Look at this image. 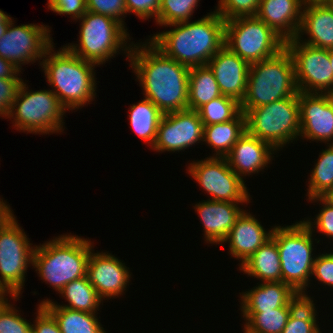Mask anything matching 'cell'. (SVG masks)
Here are the masks:
<instances>
[{
    "label": "cell",
    "mask_w": 333,
    "mask_h": 333,
    "mask_svg": "<svg viewBox=\"0 0 333 333\" xmlns=\"http://www.w3.org/2000/svg\"><path fill=\"white\" fill-rule=\"evenodd\" d=\"M146 40L138 44L132 42L127 57L144 97L164 114L188 109L190 68L165 56Z\"/></svg>",
    "instance_id": "6da1fadb"
},
{
    "label": "cell",
    "mask_w": 333,
    "mask_h": 333,
    "mask_svg": "<svg viewBox=\"0 0 333 333\" xmlns=\"http://www.w3.org/2000/svg\"><path fill=\"white\" fill-rule=\"evenodd\" d=\"M190 21L166 25L172 29L154 34L148 41L188 68L207 65L224 46L225 20L214 10Z\"/></svg>",
    "instance_id": "7a4b0ae2"
},
{
    "label": "cell",
    "mask_w": 333,
    "mask_h": 333,
    "mask_svg": "<svg viewBox=\"0 0 333 333\" xmlns=\"http://www.w3.org/2000/svg\"><path fill=\"white\" fill-rule=\"evenodd\" d=\"M54 43L40 63L47 82L62 106L69 111L81 109L96 97V64L83 60L65 46L54 52Z\"/></svg>",
    "instance_id": "3957f363"
},
{
    "label": "cell",
    "mask_w": 333,
    "mask_h": 333,
    "mask_svg": "<svg viewBox=\"0 0 333 333\" xmlns=\"http://www.w3.org/2000/svg\"><path fill=\"white\" fill-rule=\"evenodd\" d=\"M94 247L90 239L64 234L35 245L32 266L38 277L58 293L66 284L86 276L87 262Z\"/></svg>",
    "instance_id": "277c9868"
},
{
    "label": "cell",
    "mask_w": 333,
    "mask_h": 333,
    "mask_svg": "<svg viewBox=\"0 0 333 333\" xmlns=\"http://www.w3.org/2000/svg\"><path fill=\"white\" fill-rule=\"evenodd\" d=\"M295 94H299V90L294 62L285 47L273 57L250 64L241 110H251Z\"/></svg>",
    "instance_id": "5b68a950"
},
{
    "label": "cell",
    "mask_w": 333,
    "mask_h": 333,
    "mask_svg": "<svg viewBox=\"0 0 333 333\" xmlns=\"http://www.w3.org/2000/svg\"><path fill=\"white\" fill-rule=\"evenodd\" d=\"M272 227L271 237L276 241L280 255L282 282L291 286L305 300L313 301L307 293L317 256H313L312 253L313 232L303 221L285 227L280 225Z\"/></svg>",
    "instance_id": "8992f818"
},
{
    "label": "cell",
    "mask_w": 333,
    "mask_h": 333,
    "mask_svg": "<svg viewBox=\"0 0 333 333\" xmlns=\"http://www.w3.org/2000/svg\"><path fill=\"white\" fill-rule=\"evenodd\" d=\"M78 20L81 22L79 44L65 45L73 54L97 66L120 54V50L129 56L132 42L130 45L127 42L131 40L130 34L117 21L91 11Z\"/></svg>",
    "instance_id": "52a82bcc"
},
{
    "label": "cell",
    "mask_w": 333,
    "mask_h": 333,
    "mask_svg": "<svg viewBox=\"0 0 333 333\" xmlns=\"http://www.w3.org/2000/svg\"><path fill=\"white\" fill-rule=\"evenodd\" d=\"M298 99L299 94H295L251 110H241L246 116V131L269 143L276 151L299 140Z\"/></svg>",
    "instance_id": "ba28073f"
},
{
    "label": "cell",
    "mask_w": 333,
    "mask_h": 333,
    "mask_svg": "<svg viewBox=\"0 0 333 333\" xmlns=\"http://www.w3.org/2000/svg\"><path fill=\"white\" fill-rule=\"evenodd\" d=\"M26 86L23 81L6 118L23 133H63V117L67 111L55 93L50 89L33 91Z\"/></svg>",
    "instance_id": "9c48e42d"
},
{
    "label": "cell",
    "mask_w": 333,
    "mask_h": 333,
    "mask_svg": "<svg viewBox=\"0 0 333 333\" xmlns=\"http://www.w3.org/2000/svg\"><path fill=\"white\" fill-rule=\"evenodd\" d=\"M224 46L251 64L278 54L285 40L256 16H239L225 21Z\"/></svg>",
    "instance_id": "30bf717a"
},
{
    "label": "cell",
    "mask_w": 333,
    "mask_h": 333,
    "mask_svg": "<svg viewBox=\"0 0 333 333\" xmlns=\"http://www.w3.org/2000/svg\"><path fill=\"white\" fill-rule=\"evenodd\" d=\"M23 230L15 216L0 227V287L19 297L35 249Z\"/></svg>",
    "instance_id": "8fae6325"
},
{
    "label": "cell",
    "mask_w": 333,
    "mask_h": 333,
    "mask_svg": "<svg viewBox=\"0 0 333 333\" xmlns=\"http://www.w3.org/2000/svg\"><path fill=\"white\" fill-rule=\"evenodd\" d=\"M292 56L299 92L330 94L333 91V72L328 49L316 48L293 38L285 41Z\"/></svg>",
    "instance_id": "7c38bea8"
},
{
    "label": "cell",
    "mask_w": 333,
    "mask_h": 333,
    "mask_svg": "<svg viewBox=\"0 0 333 333\" xmlns=\"http://www.w3.org/2000/svg\"><path fill=\"white\" fill-rule=\"evenodd\" d=\"M187 170L189 176L210 195L209 200L251 201L244 180L232 171L226 158L206 157L191 162Z\"/></svg>",
    "instance_id": "4fadbf2b"
},
{
    "label": "cell",
    "mask_w": 333,
    "mask_h": 333,
    "mask_svg": "<svg viewBox=\"0 0 333 333\" xmlns=\"http://www.w3.org/2000/svg\"><path fill=\"white\" fill-rule=\"evenodd\" d=\"M13 20L0 38V57L21 71V65L33 64L37 60L41 63L46 50L53 44V38L47 25L31 23L15 26Z\"/></svg>",
    "instance_id": "5bb4252c"
},
{
    "label": "cell",
    "mask_w": 333,
    "mask_h": 333,
    "mask_svg": "<svg viewBox=\"0 0 333 333\" xmlns=\"http://www.w3.org/2000/svg\"><path fill=\"white\" fill-rule=\"evenodd\" d=\"M204 125L196 110L185 109L163 115L152 150L157 152L185 151L203 142Z\"/></svg>",
    "instance_id": "9a60e30c"
},
{
    "label": "cell",
    "mask_w": 333,
    "mask_h": 333,
    "mask_svg": "<svg viewBox=\"0 0 333 333\" xmlns=\"http://www.w3.org/2000/svg\"><path fill=\"white\" fill-rule=\"evenodd\" d=\"M298 102L299 138L333 144V101L330 94L299 92Z\"/></svg>",
    "instance_id": "2e32d148"
},
{
    "label": "cell",
    "mask_w": 333,
    "mask_h": 333,
    "mask_svg": "<svg viewBox=\"0 0 333 333\" xmlns=\"http://www.w3.org/2000/svg\"><path fill=\"white\" fill-rule=\"evenodd\" d=\"M91 249L86 275L102 300L119 297L125 293L131 272L125 263L108 252H93Z\"/></svg>",
    "instance_id": "e0dca14e"
},
{
    "label": "cell",
    "mask_w": 333,
    "mask_h": 333,
    "mask_svg": "<svg viewBox=\"0 0 333 333\" xmlns=\"http://www.w3.org/2000/svg\"><path fill=\"white\" fill-rule=\"evenodd\" d=\"M222 95L241 103L246 95L250 64L223 46L208 62Z\"/></svg>",
    "instance_id": "ac0fdd59"
},
{
    "label": "cell",
    "mask_w": 333,
    "mask_h": 333,
    "mask_svg": "<svg viewBox=\"0 0 333 333\" xmlns=\"http://www.w3.org/2000/svg\"><path fill=\"white\" fill-rule=\"evenodd\" d=\"M241 203L249 202H228L203 200L196 203L194 207L200 221H202L204 238L207 243L221 244L231 228L235 225L236 219L244 211L239 206Z\"/></svg>",
    "instance_id": "d6986e66"
},
{
    "label": "cell",
    "mask_w": 333,
    "mask_h": 333,
    "mask_svg": "<svg viewBox=\"0 0 333 333\" xmlns=\"http://www.w3.org/2000/svg\"><path fill=\"white\" fill-rule=\"evenodd\" d=\"M275 152L277 151L269 143L246 131L225 158L232 171L244 180L243 176L259 173L268 167Z\"/></svg>",
    "instance_id": "ffe728a7"
},
{
    "label": "cell",
    "mask_w": 333,
    "mask_h": 333,
    "mask_svg": "<svg viewBox=\"0 0 333 333\" xmlns=\"http://www.w3.org/2000/svg\"><path fill=\"white\" fill-rule=\"evenodd\" d=\"M273 228L265 230L261 222L245 209L236 219L222 244L229 243L230 255L240 259L239 267L272 236Z\"/></svg>",
    "instance_id": "44dd1931"
},
{
    "label": "cell",
    "mask_w": 333,
    "mask_h": 333,
    "mask_svg": "<svg viewBox=\"0 0 333 333\" xmlns=\"http://www.w3.org/2000/svg\"><path fill=\"white\" fill-rule=\"evenodd\" d=\"M304 34L309 37L303 41ZM296 38L316 48H333V6L330 3L306 0Z\"/></svg>",
    "instance_id": "7402d4cb"
},
{
    "label": "cell",
    "mask_w": 333,
    "mask_h": 333,
    "mask_svg": "<svg viewBox=\"0 0 333 333\" xmlns=\"http://www.w3.org/2000/svg\"><path fill=\"white\" fill-rule=\"evenodd\" d=\"M306 0H260L256 17L285 41L297 37Z\"/></svg>",
    "instance_id": "603a6c76"
},
{
    "label": "cell",
    "mask_w": 333,
    "mask_h": 333,
    "mask_svg": "<svg viewBox=\"0 0 333 333\" xmlns=\"http://www.w3.org/2000/svg\"><path fill=\"white\" fill-rule=\"evenodd\" d=\"M240 294L241 311H268L286 305H299L303 296L282 281L257 283Z\"/></svg>",
    "instance_id": "cb8c5ba5"
},
{
    "label": "cell",
    "mask_w": 333,
    "mask_h": 333,
    "mask_svg": "<svg viewBox=\"0 0 333 333\" xmlns=\"http://www.w3.org/2000/svg\"><path fill=\"white\" fill-rule=\"evenodd\" d=\"M239 270L263 282L282 281L281 262L276 241L271 237L247 261Z\"/></svg>",
    "instance_id": "d4e9b609"
},
{
    "label": "cell",
    "mask_w": 333,
    "mask_h": 333,
    "mask_svg": "<svg viewBox=\"0 0 333 333\" xmlns=\"http://www.w3.org/2000/svg\"><path fill=\"white\" fill-rule=\"evenodd\" d=\"M246 132V116L241 111L233 120L204 126L203 142L215 151L213 156L225 158Z\"/></svg>",
    "instance_id": "484cf974"
},
{
    "label": "cell",
    "mask_w": 333,
    "mask_h": 333,
    "mask_svg": "<svg viewBox=\"0 0 333 333\" xmlns=\"http://www.w3.org/2000/svg\"><path fill=\"white\" fill-rule=\"evenodd\" d=\"M59 294L65 298L69 304L60 305L50 299H43L40 304L43 306L66 307L71 310L87 313H96L97 310H100V304H103V300L98 296L97 291L90 284L87 275L66 284Z\"/></svg>",
    "instance_id": "4316f807"
},
{
    "label": "cell",
    "mask_w": 333,
    "mask_h": 333,
    "mask_svg": "<svg viewBox=\"0 0 333 333\" xmlns=\"http://www.w3.org/2000/svg\"><path fill=\"white\" fill-rule=\"evenodd\" d=\"M221 95L214 73L208 65L190 68L188 109L197 111L201 106Z\"/></svg>",
    "instance_id": "83f0119b"
},
{
    "label": "cell",
    "mask_w": 333,
    "mask_h": 333,
    "mask_svg": "<svg viewBox=\"0 0 333 333\" xmlns=\"http://www.w3.org/2000/svg\"><path fill=\"white\" fill-rule=\"evenodd\" d=\"M129 107L128 119L131 129L152 148L164 113L147 98Z\"/></svg>",
    "instance_id": "f1b7e54d"
},
{
    "label": "cell",
    "mask_w": 333,
    "mask_h": 333,
    "mask_svg": "<svg viewBox=\"0 0 333 333\" xmlns=\"http://www.w3.org/2000/svg\"><path fill=\"white\" fill-rule=\"evenodd\" d=\"M298 305H286L268 311H241L244 333H281L291 312Z\"/></svg>",
    "instance_id": "f546056e"
},
{
    "label": "cell",
    "mask_w": 333,
    "mask_h": 333,
    "mask_svg": "<svg viewBox=\"0 0 333 333\" xmlns=\"http://www.w3.org/2000/svg\"><path fill=\"white\" fill-rule=\"evenodd\" d=\"M56 319L61 333H106L98 313H87L60 306H44Z\"/></svg>",
    "instance_id": "4dcf8cb0"
},
{
    "label": "cell",
    "mask_w": 333,
    "mask_h": 333,
    "mask_svg": "<svg viewBox=\"0 0 333 333\" xmlns=\"http://www.w3.org/2000/svg\"><path fill=\"white\" fill-rule=\"evenodd\" d=\"M319 154L308 181V199L321 197L333 187V144Z\"/></svg>",
    "instance_id": "1f68e13d"
},
{
    "label": "cell",
    "mask_w": 333,
    "mask_h": 333,
    "mask_svg": "<svg viewBox=\"0 0 333 333\" xmlns=\"http://www.w3.org/2000/svg\"><path fill=\"white\" fill-rule=\"evenodd\" d=\"M204 126L233 120L241 112V103L221 95L197 110Z\"/></svg>",
    "instance_id": "d6a6232c"
},
{
    "label": "cell",
    "mask_w": 333,
    "mask_h": 333,
    "mask_svg": "<svg viewBox=\"0 0 333 333\" xmlns=\"http://www.w3.org/2000/svg\"><path fill=\"white\" fill-rule=\"evenodd\" d=\"M314 301L303 300L290 314L281 333H322Z\"/></svg>",
    "instance_id": "836d02e7"
},
{
    "label": "cell",
    "mask_w": 333,
    "mask_h": 333,
    "mask_svg": "<svg viewBox=\"0 0 333 333\" xmlns=\"http://www.w3.org/2000/svg\"><path fill=\"white\" fill-rule=\"evenodd\" d=\"M200 0H161L157 24L161 26L187 22Z\"/></svg>",
    "instance_id": "e575fe53"
},
{
    "label": "cell",
    "mask_w": 333,
    "mask_h": 333,
    "mask_svg": "<svg viewBox=\"0 0 333 333\" xmlns=\"http://www.w3.org/2000/svg\"><path fill=\"white\" fill-rule=\"evenodd\" d=\"M260 0H219L215 11L226 21L239 16H255Z\"/></svg>",
    "instance_id": "d590c367"
},
{
    "label": "cell",
    "mask_w": 333,
    "mask_h": 333,
    "mask_svg": "<svg viewBox=\"0 0 333 333\" xmlns=\"http://www.w3.org/2000/svg\"><path fill=\"white\" fill-rule=\"evenodd\" d=\"M307 200L314 203L320 201L319 205L322 203L323 208L321 206V211L319 210L315 220L313 219L314 222H312V218H305L303 223L310 228L312 232L318 230L316 232H320V234H324L327 238L329 237L333 239V206L326 202L322 197H313Z\"/></svg>",
    "instance_id": "8d00e7d4"
},
{
    "label": "cell",
    "mask_w": 333,
    "mask_h": 333,
    "mask_svg": "<svg viewBox=\"0 0 333 333\" xmlns=\"http://www.w3.org/2000/svg\"><path fill=\"white\" fill-rule=\"evenodd\" d=\"M8 303L0 312V333H31L32 324Z\"/></svg>",
    "instance_id": "74e56055"
},
{
    "label": "cell",
    "mask_w": 333,
    "mask_h": 333,
    "mask_svg": "<svg viewBox=\"0 0 333 333\" xmlns=\"http://www.w3.org/2000/svg\"><path fill=\"white\" fill-rule=\"evenodd\" d=\"M87 11L106 15L121 24L125 29V0H86ZM125 15V16H124Z\"/></svg>",
    "instance_id": "f35d334b"
},
{
    "label": "cell",
    "mask_w": 333,
    "mask_h": 333,
    "mask_svg": "<svg viewBox=\"0 0 333 333\" xmlns=\"http://www.w3.org/2000/svg\"><path fill=\"white\" fill-rule=\"evenodd\" d=\"M22 78H0V116H8L12 103L17 97Z\"/></svg>",
    "instance_id": "ab89813d"
},
{
    "label": "cell",
    "mask_w": 333,
    "mask_h": 333,
    "mask_svg": "<svg viewBox=\"0 0 333 333\" xmlns=\"http://www.w3.org/2000/svg\"><path fill=\"white\" fill-rule=\"evenodd\" d=\"M48 9L59 15H70L72 19H80L86 12V0H48Z\"/></svg>",
    "instance_id": "60d3db41"
},
{
    "label": "cell",
    "mask_w": 333,
    "mask_h": 333,
    "mask_svg": "<svg viewBox=\"0 0 333 333\" xmlns=\"http://www.w3.org/2000/svg\"><path fill=\"white\" fill-rule=\"evenodd\" d=\"M126 13H133L142 20L155 18L159 14L161 0H125Z\"/></svg>",
    "instance_id": "b9f144b4"
},
{
    "label": "cell",
    "mask_w": 333,
    "mask_h": 333,
    "mask_svg": "<svg viewBox=\"0 0 333 333\" xmlns=\"http://www.w3.org/2000/svg\"><path fill=\"white\" fill-rule=\"evenodd\" d=\"M312 275L320 284L333 287V252L319 254L316 256Z\"/></svg>",
    "instance_id": "7bdbcfd3"
},
{
    "label": "cell",
    "mask_w": 333,
    "mask_h": 333,
    "mask_svg": "<svg viewBox=\"0 0 333 333\" xmlns=\"http://www.w3.org/2000/svg\"><path fill=\"white\" fill-rule=\"evenodd\" d=\"M34 321L31 333H61L54 316L40 303L38 304Z\"/></svg>",
    "instance_id": "ee69618b"
},
{
    "label": "cell",
    "mask_w": 333,
    "mask_h": 333,
    "mask_svg": "<svg viewBox=\"0 0 333 333\" xmlns=\"http://www.w3.org/2000/svg\"><path fill=\"white\" fill-rule=\"evenodd\" d=\"M20 72L12 63L0 57V78H20Z\"/></svg>",
    "instance_id": "f6af8a7d"
},
{
    "label": "cell",
    "mask_w": 333,
    "mask_h": 333,
    "mask_svg": "<svg viewBox=\"0 0 333 333\" xmlns=\"http://www.w3.org/2000/svg\"><path fill=\"white\" fill-rule=\"evenodd\" d=\"M12 211L10 205L0 198V227L14 216Z\"/></svg>",
    "instance_id": "bcb514c9"
},
{
    "label": "cell",
    "mask_w": 333,
    "mask_h": 333,
    "mask_svg": "<svg viewBox=\"0 0 333 333\" xmlns=\"http://www.w3.org/2000/svg\"><path fill=\"white\" fill-rule=\"evenodd\" d=\"M326 202L333 206V187L321 196Z\"/></svg>",
    "instance_id": "7dc6e473"
},
{
    "label": "cell",
    "mask_w": 333,
    "mask_h": 333,
    "mask_svg": "<svg viewBox=\"0 0 333 333\" xmlns=\"http://www.w3.org/2000/svg\"><path fill=\"white\" fill-rule=\"evenodd\" d=\"M12 20L10 15L4 13L3 10L0 9V23H9Z\"/></svg>",
    "instance_id": "c3c4849f"
},
{
    "label": "cell",
    "mask_w": 333,
    "mask_h": 333,
    "mask_svg": "<svg viewBox=\"0 0 333 333\" xmlns=\"http://www.w3.org/2000/svg\"><path fill=\"white\" fill-rule=\"evenodd\" d=\"M8 26H9V23H0V38L7 31Z\"/></svg>",
    "instance_id": "681fc988"
},
{
    "label": "cell",
    "mask_w": 333,
    "mask_h": 333,
    "mask_svg": "<svg viewBox=\"0 0 333 333\" xmlns=\"http://www.w3.org/2000/svg\"><path fill=\"white\" fill-rule=\"evenodd\" d=\"M328 56H329V60L332 66V72H333V48L328 49Z\"/></svg>",
    "instance_id": "f907efd6"
},
{
    "label": "cell",
    "mask_w": 333,
    "mask_h": 333,
    "mask_svg": "<svg viewBox=\"0 0 333 333\" xmlns=\"http://www.w3.org/2000/svg\"><path fill=\"white\" fill-rule=\"evenodd\" d=\"M313 1H318V2H322V3H332L333 0H313Z\"/></svg>",
    "instance_id": "816d5d0a"
},
{
    "label": "cell",
    "mask_w": 333,
    "mask_h": 333,
    "mask_svg": "<svg viewBox=\"0 0 333 333\" xmlns=\"http://www.w3.org/2000/svg\"><path fill=\"white\" fill-rule=\"evenodd\" d=\"M330 97H331V99L333 101V91L330 93Z\"/></svg>",
    "instance_id": "f5cc1de1"
}]
</instances>
